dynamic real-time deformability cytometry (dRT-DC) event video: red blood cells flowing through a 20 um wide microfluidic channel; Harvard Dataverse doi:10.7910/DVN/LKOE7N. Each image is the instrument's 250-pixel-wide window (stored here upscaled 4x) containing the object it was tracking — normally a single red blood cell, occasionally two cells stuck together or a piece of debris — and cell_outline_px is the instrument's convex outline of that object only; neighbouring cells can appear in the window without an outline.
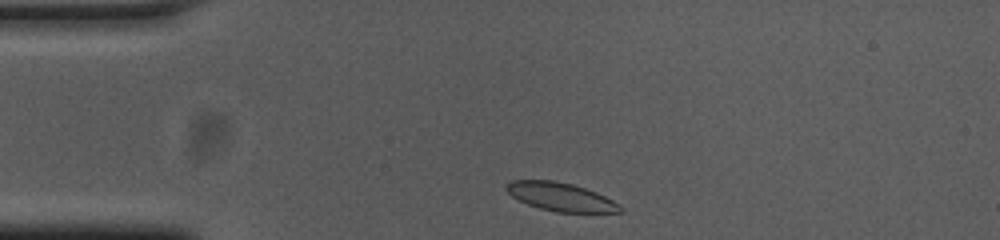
{"species": "common noctule bat (a hibernating species)", "species_latin": "Nyctalus noctula", "temperature_condition": "cold", "stored_images_in_passage": 34, "camera_frame_rate_fps": 3000, "um_per_image_px": 0.085, "animal": {"sex": "female", "body_mass_g": 23.0, "forearm_length_mm": 53.4}, "frame": {"image": 1, "passage_image": 1, "time_ms": 0.0, "image_size_px": [1000, 240], "cell_outline_px": [[624, 212], [556, 212], [540, 208], [528, 204], [512, 196], [504, 188], [504, 184], [512, 180], [552, 180], [572, 184], [596, 192], [620, 204], [624, 208]], "centroid_in_image_um": [47.66, 16.73], "position_along_channel_um": 37.3, "area_um2": 18.79}}
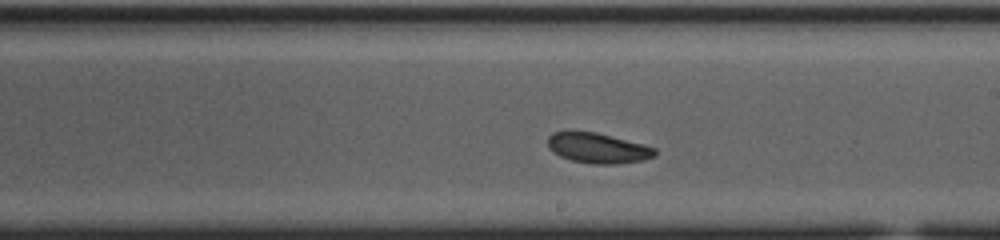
{"frame": {"image": 2, "passage_image": 20, "time_ms": 6.333, "image_size_px": [1000, 240], "cell_outline_px": [[656, 156], [644, 160], [616, 164], [592, 164], [572, 160], [560, 156], [552, 152], [548, 148], [548, 136], [552, 132], [596, 132], [656, 148]], "centroid_in_image_um": [50.81, 12.6], "position_along_channel_um": 238.2, "area_um2": 18.73}}
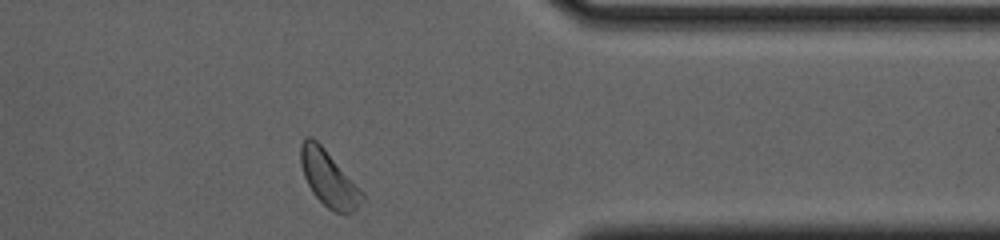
{"frame": {"image": 3, "passage_image": 33, "time_ms": 10.667, "image_size_px": [1000, 240], "cell_outline_px": [[364, 200], [352, 212], [344, 216], [332, 212], [312, 192], [304, 176], [300, 164], [300, 144], [304, 136], [312, 136], [324, 148], [364, 192]], "centroid_in_image_um": [27.94, 15.19], "position_along_channel_um": 383.5, "area_um2": 20.17}, "authors_computed_cell_mechanics": {"area_um2": 19.1607, "velocity_mm_per_s": 3.6917, "shape_relaxation_time_tau1_ms": null, "shape_relaxation_time_tau2_ms": 11.2936, "deformation_change_tau1": null, "deformation_change_tau2": 0.167}}